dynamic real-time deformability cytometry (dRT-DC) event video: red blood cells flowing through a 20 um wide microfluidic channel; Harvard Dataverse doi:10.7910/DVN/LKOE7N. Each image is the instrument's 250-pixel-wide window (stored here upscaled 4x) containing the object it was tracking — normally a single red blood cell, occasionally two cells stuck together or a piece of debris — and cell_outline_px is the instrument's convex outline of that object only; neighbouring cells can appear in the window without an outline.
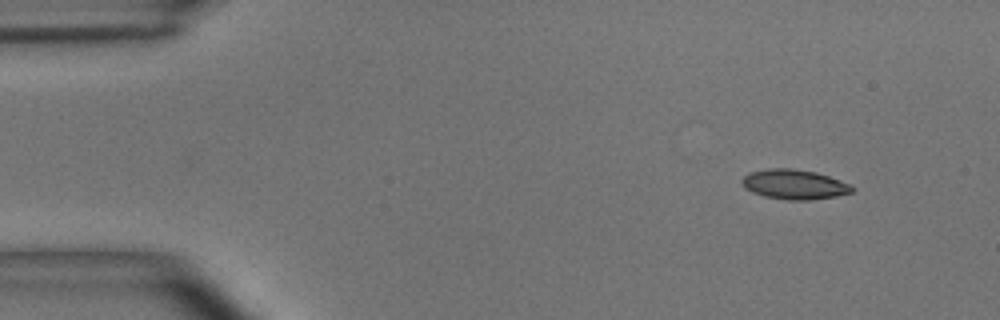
{"species": "common noctule bat (a hibernating species)", "species_latin": "Nyctalus noctula", "temperature_condition": "room temperature", "stored_images_in_passage": 4, "camera_frame_rate_fps": 3000, "um_per_image_px": 0.085, "animal": {"sex": "male", "body_mass_g": 15.6}, "frame": {"image": 1, "passage_image": 1, "time_ms": 0.0, "image_size_px": [1000, 320], "cell_outline_px": [[856, 188], [852, 192], [836, 196], [808, 200], [788, 200], [764, 196], [752, 192], [744, 188], [740, 180], [748, 172], [768, 168], [792, 168], [816, 172], [852, 184]], "centroid_in_image_um": [67.51, 15.66], "position_along_channel_um": 17.5, "area_um2": 19.31}}
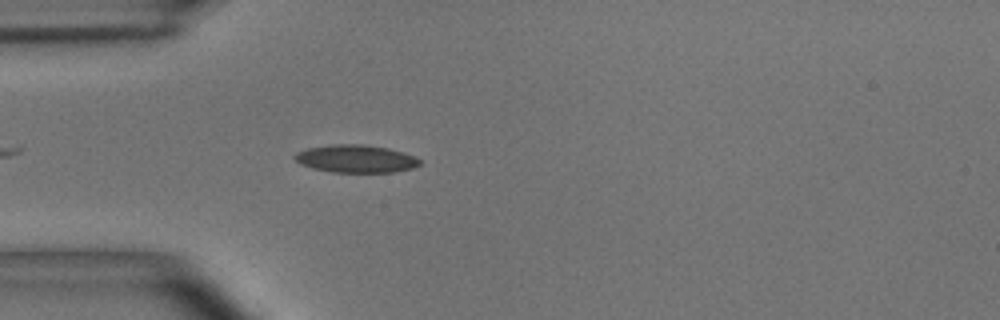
{"frame": {"image": 2, "passage_image": 4, "time_ms": 1.0, "image_size_px": [1000, 320], "cell_outline_px": [[420, 164], [412, 168], [396, 172], [332, 172], [312, 168], [300, 164], [292, 156], [296, 152], [308, 148], [332, 144], [364, 144], [388, 148], [404, 152], [420, 160]], "centroid_in_image_um": [30.22, 13.49], "position_along_channel_um": 54.8, "area_um2": 20.23}}